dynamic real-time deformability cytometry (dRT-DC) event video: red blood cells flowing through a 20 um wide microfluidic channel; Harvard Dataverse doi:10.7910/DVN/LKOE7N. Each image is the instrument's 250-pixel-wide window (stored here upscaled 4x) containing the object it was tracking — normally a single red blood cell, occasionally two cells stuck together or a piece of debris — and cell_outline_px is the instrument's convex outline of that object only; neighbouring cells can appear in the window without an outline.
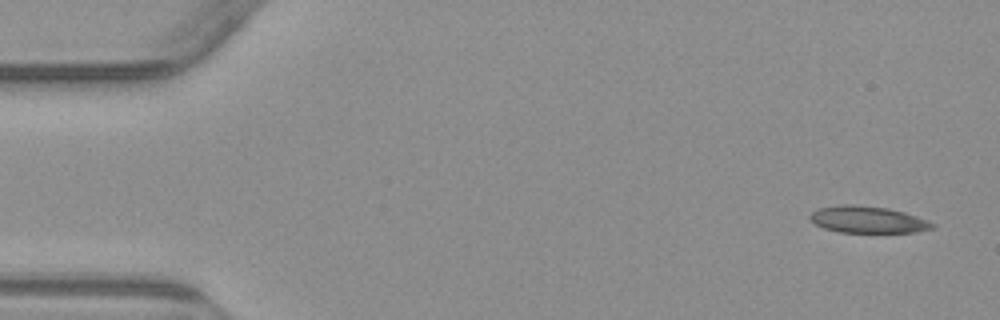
{"species": "common noctule bat (a hibernating species)", "species_latin": "Nyctalus noctula", "temperature_condition": "warm", "stored_images_in_passage": 6, "camera_frame_rate_fps": 3000, "um_per_image_px": 0.085, "animal": {"sex": "male", "body_mass_g": 23.1, "forearm_length_mm": 52.7}, "frame": {"image": 1, "passage_image": 1, "time_ms": 0.0, "image_size_px": [1000, 320], "cell_outline_px": [[936, 228], [916, 232], [840, 232], [824, 228], [816, 224], [808, 216], [812, 212], [820, 208], [844, 204], [852, 204], [888, 208], [904, 212], [916, 216], [936, 224]], "centroid_in_image_um": [73.79, 18.67], "position_along_channel_um": 11.2, "area_um2": 18.96}}
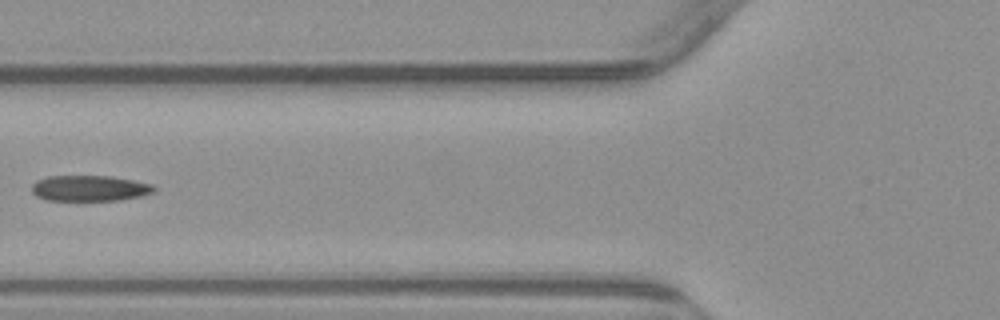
{"frame": {"image": 2, "passage_image": 6, "time_ms": 6.0, "image_size_px": [1000, 320], "cell_outline_px": [[156, 192], [144, 196], [120, 200], [44, 200], [36, 196], [32, 192], [32, 184], [36, 180], [48, 176], [112, 176], [152, 184], [156, 188]], "centroid_in_image_um": [7.64, 16.0], "position_along_channel_um": 118.2, "area_um2": 18.55}}